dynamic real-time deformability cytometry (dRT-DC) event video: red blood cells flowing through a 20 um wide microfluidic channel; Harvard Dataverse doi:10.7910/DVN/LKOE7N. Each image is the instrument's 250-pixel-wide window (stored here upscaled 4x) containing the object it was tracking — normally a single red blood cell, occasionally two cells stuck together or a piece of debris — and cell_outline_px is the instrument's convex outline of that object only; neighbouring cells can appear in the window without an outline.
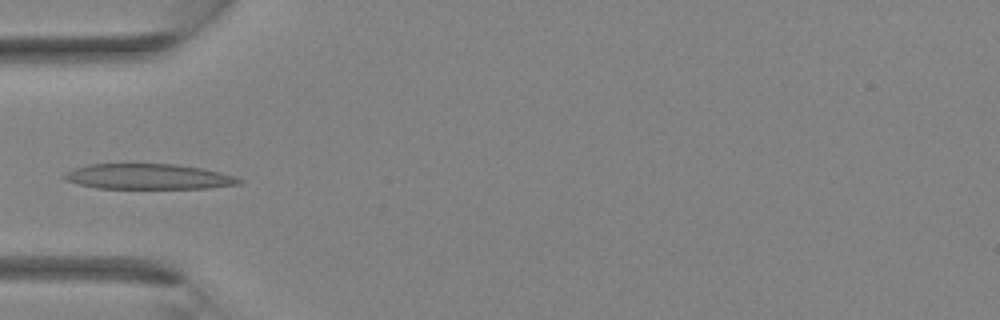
{"species": "Egyptian fruit bat (a non-hibernating species)", "species_latin": "Rousettus aegyptiacus", "temperature_condition": "room temperature", "stored_images_in_passage": 25, "camera_frame_rate_fps": 3000, "um_per_image_px": 0.085, "animal": {"sex": "female"}, "frame": {"image": 1, "passage_image": 1, "time_ms": 0.0, "image_size_px": [1000, 320], "cell_outline_px": [[244, 180], [240, 184], [208, 188], [96, 188], [64, 180], [60, 176], [64, 172], [72, 168], [88, 164], [176, 164], [200, 168], [220, 172], [236, 176]], "centroid_in_image_um": [12.57, 15.01], "position_along_channel_um": 72.4, "area_um2": 26.01}}
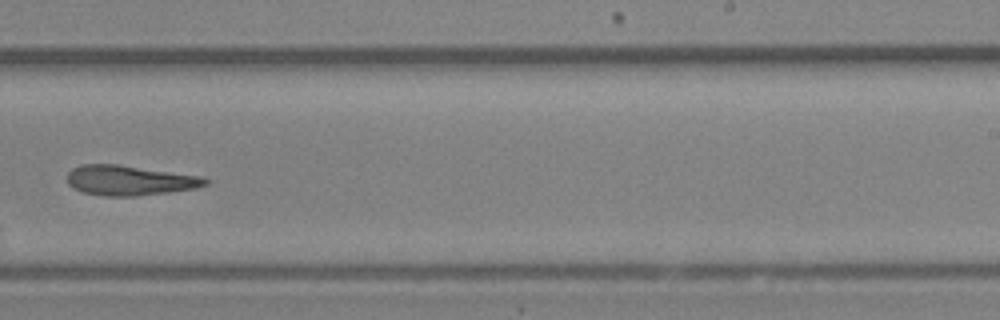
{"frame": {"image": 2, "passage_image": 12, "time_ms": 3.667, "image_size_px": [1000, 320], "cell_outline_px": [[208, 184], [196, 188], [168, 192], [136, 196], [104, 196], [84, 192], [72, 188], [68, 184], [68, 172], [72, 168], [80, 164], [116, 164], [204, 176], [208, 180]], "centroid_in_image_um": [11.02, 15.33], "position_along_channel_um": 278.0, "area_um2": 24.22}}
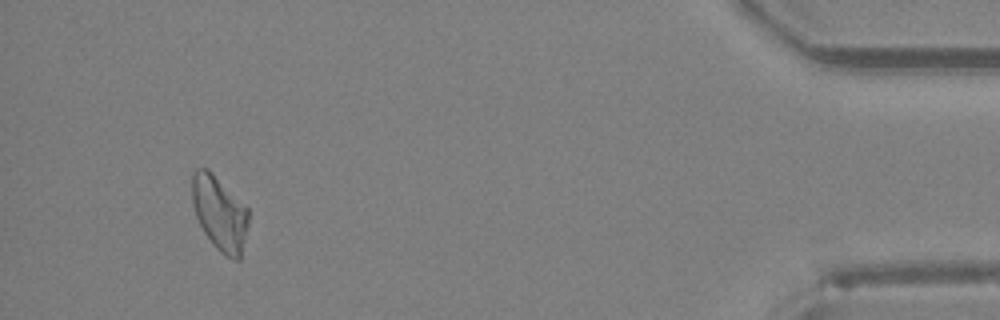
{"frame": {"image": 3, "passage_image": 23, "time_ms": 7.333, "image_size_px": [1000, 320], "cell_outline_px": [[248, 224], [240, 260], [232, 260], [220, 252], [212, 244], [204, 232], [196, 216], [192, 204], [192, 172], [196, 168], [208, 168], [248, 208]], "centroid_in_image_um": [18.66, 18.13], "position_along_channel_um": 416.5, "area_um2": 24.51}}